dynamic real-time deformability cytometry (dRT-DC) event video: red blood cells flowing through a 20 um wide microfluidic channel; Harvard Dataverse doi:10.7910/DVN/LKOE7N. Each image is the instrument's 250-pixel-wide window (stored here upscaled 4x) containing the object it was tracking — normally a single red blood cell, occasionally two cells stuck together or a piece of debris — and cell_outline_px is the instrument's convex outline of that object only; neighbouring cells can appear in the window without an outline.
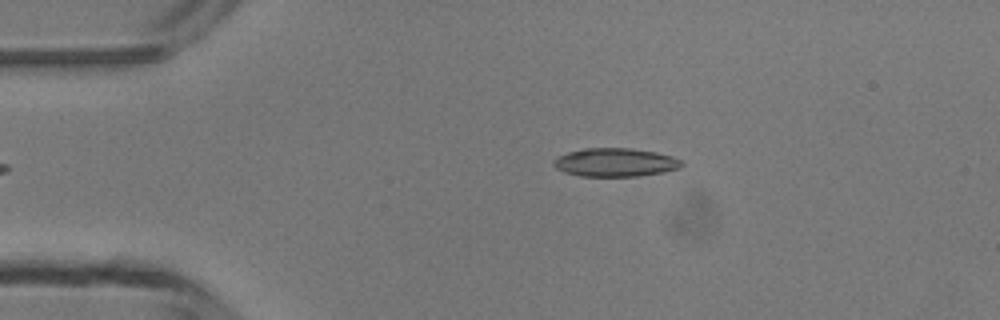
{"species": "common noctule bat (a hibernating species)", "species_latin": "Nyctalus noctula", "temperature_condition": "room temperature", "stored_images_in_passage": 3, "camera_frame_rate_fps": 3000, "um_per_image_px": 0.085, "animal": {"sex": "male", "body_mass_g": 13.3}, "frame": {"image": 1, "passage_image": 3, "time_ms": 2.333, "image_size_px": [1000, 320], "cell_outline_px": [[684, 164], [680, 168], [664, 172], [636, 176], [580, 176], [564, 172], [556, 168], [552, 164], [552, 160], [556, 156], [568, 152], [584, 148], [632, 148], [656, 152], [672, 156], [680, 160]], "centroid_in_image_um": [52.27, 13.8], "position_along_channel_um": 32.7, "area_um2": 21.39}}